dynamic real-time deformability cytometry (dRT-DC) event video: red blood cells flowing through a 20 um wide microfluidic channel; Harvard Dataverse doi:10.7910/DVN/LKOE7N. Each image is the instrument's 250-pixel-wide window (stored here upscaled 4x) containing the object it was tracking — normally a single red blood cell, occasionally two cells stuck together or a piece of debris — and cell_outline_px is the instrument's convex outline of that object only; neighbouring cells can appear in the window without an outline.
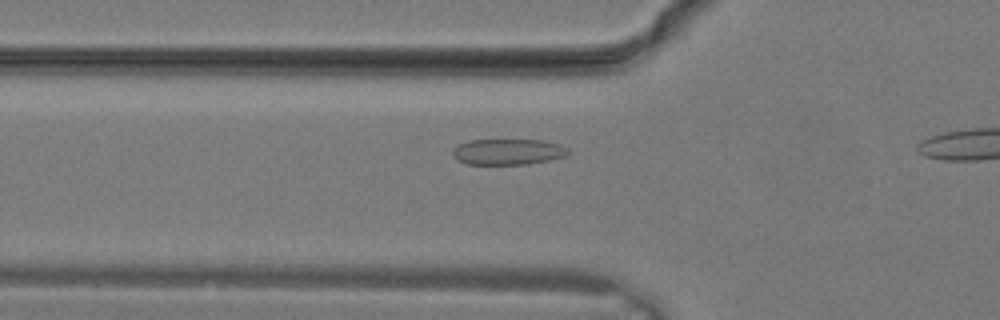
{"species": "common noctule bat (a hibernating species)", "species_latin": "Nyctalus noctula", "temperature_condition": "warm", "stored_images_in_passage": 8, "camera_frame_rate_fps": 3000, "um_per_image_px": 0.085, "animal": {"sex": "male", "body_mass_g": 19.2, "forearm_length_mm": 51.8}, "frame": {"image": 1, "passage_image": 7, "time_ms": 2.0, "image_size_px": [1000, 320], "cell_outline_px": [[568, 152], [564, 156], [548, 160], [528, 164], [464, 164], [456, 160], [452, 152], [452, 148], [468, 140], [544, 140], [560, 144], [568, 148]], "centroid_in_image_um": [43.14, 12.9], "position_along_channel_um": 82.7, "area_um2": 17.46}}